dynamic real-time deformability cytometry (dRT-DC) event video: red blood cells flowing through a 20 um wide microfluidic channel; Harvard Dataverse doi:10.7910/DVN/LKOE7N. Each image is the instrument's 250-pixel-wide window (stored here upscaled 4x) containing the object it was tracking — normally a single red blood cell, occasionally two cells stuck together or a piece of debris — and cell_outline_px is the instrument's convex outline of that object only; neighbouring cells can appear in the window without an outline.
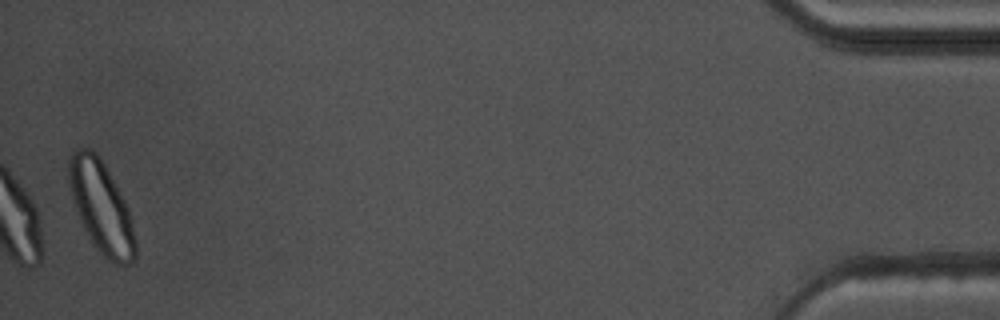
{"species": "common noctule bat (a hibernating species)", "species_latin": "Nyctalus noctula", "temperature_condition": "warm", "stored_images_in_passage": 39, "camera_frame_rate_fps": 3000, "um_per_image_px": 0.085, "animal": {"sex": "male", "body_mass_g": 17.5, "forearm_length_mm": 52.3}, "frame": {"image": 1, "passage_image": 39, "time_ms": 12.667, "image_size_px": [1000, 320], "cell_outline_px": [[136, 256], [132, 264], [116, 264], [108, 260], [92, 244], [76, 212], [68, 184], [68, 164], [72, 152], [76, 148], [92, 148], [96, 152], [104, 164], [124, 200], [128, 208], [136, 240]], "centroid_in_image_um": [8.59, 17.61], "position_along_channel_um": 426.6, "area_um2": 35.49}, "authors_computed_cell_mechanics": {"area_um2": 20.23, "velocity_mm_per_s": 3.6303, "shape_relaxation_time_tau1_ms": null, "shape_relaxation_time_tau2_ms": 0.8971, "deformation_change_tau1": null, "deformation_change_tau2": 0.0478}}